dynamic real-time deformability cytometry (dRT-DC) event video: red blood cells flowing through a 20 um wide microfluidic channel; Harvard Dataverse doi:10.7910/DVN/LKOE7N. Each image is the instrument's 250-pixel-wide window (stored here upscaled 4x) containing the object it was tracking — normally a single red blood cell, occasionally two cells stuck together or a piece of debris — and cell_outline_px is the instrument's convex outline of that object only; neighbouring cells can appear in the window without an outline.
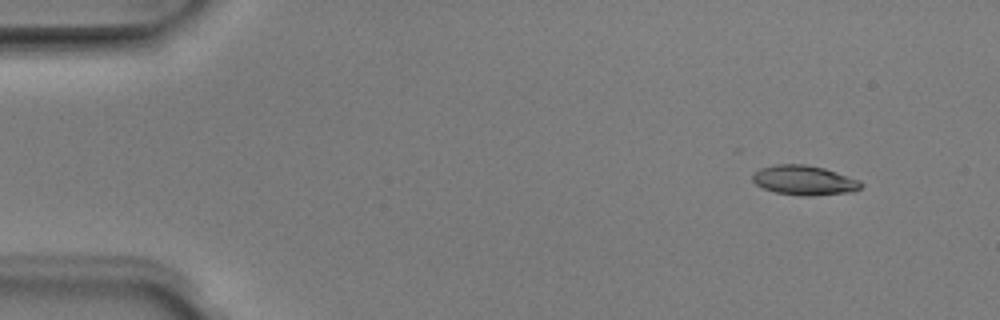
{"species": "Egyptian fruit bat (a non-hibernating species)", "species_latin": "Rousettus aegyptiacus", "temperature_condition": "room temperature", "stored_images_in_passage": 5, "camera_frame_rate_fps": 3000, "um_per_image_px": 0.085, "animal": {"sex": "male"}, "frame": {"image": 1, "passage_image": 2, "time_ms": 0.333, "image_size_px": [1000, 320], "cell_outline_px": [[864, 184], [860, 188], [852, 192], [812, 196], [800, 196], [776, 192], [764, 188], [756, 184], [752, 180], [752, 176], [760, 168], [776, 164], [804, 164], [824, 168], [860, 180]], "centroid_in_image_um": [68.38, 15.33], "position_along_channel_um": 16.6, "area_um2": 18.73}}
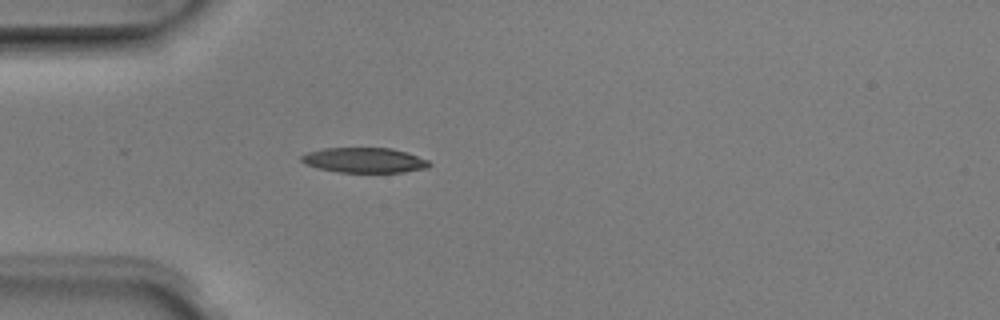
{"frame": {"image": 2, "passage_image": 5, "time_ms": 1.333, "image_size_px": [1000, 320], "cell_outline_px": [[432, 164], [428, 168], [404, 172], [336, 172], [304, 164], [300, 160], [300, 156], [308, 152], [324, 148], [392, 148], [428, 160]], "centroid_in_image_um": [30.95, 13.62], "position_along_channel_um": 54.0, "area_um2": 18.61}}